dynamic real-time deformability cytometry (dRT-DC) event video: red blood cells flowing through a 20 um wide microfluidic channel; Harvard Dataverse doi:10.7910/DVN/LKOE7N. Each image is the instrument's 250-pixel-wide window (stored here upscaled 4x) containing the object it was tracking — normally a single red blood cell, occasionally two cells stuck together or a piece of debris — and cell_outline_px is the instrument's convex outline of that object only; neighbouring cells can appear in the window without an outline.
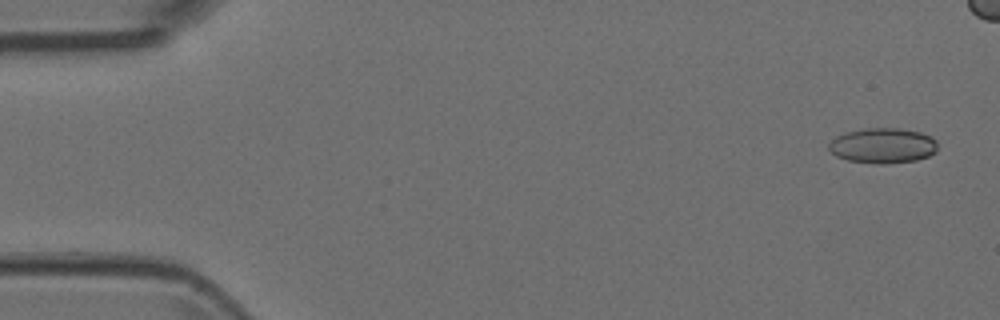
{"species": "Egyptian fruit bat (a non-hibernating species)", "species_latin": "Rousettus aegyptiacus", "temperature_condition": "room temperature", "stored_images_in_passage": 8, "camera_frame_rate_fps": 3000, "um_per_image_px": 0.085, "animal": {"sex": "female"}, "frame": {"image": 1, "passage_image": 1, "time_ms": 0.0, "image_size_px": [1000, 320], "cell_outline_px": [[936, 152], [928, 156], [916, 160], [884, 164], [876, 164], [848, 160], [836, 156], [828, 148], [828, 144], [836, 136], [848, 132], [864, 128], [900, 128], [920, 132], [932, 136], [936, 140]], "centroid_in_image_um": [75.05, 12.37], "position_along_channel_um": 10.0, "area_um2": 22.37}}
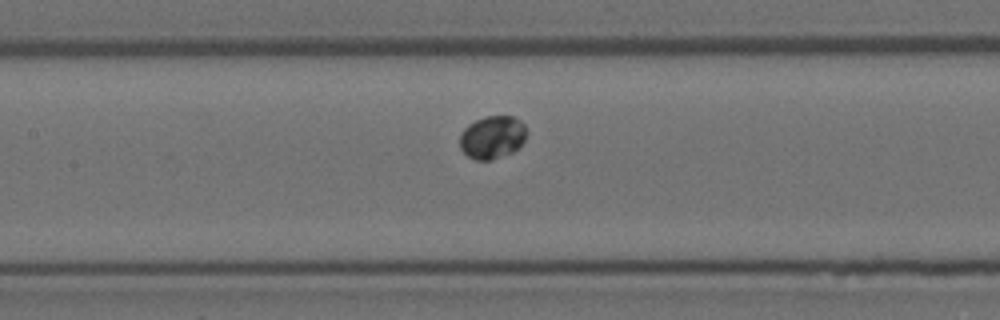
{"frame": {"image": 2, "passage_image": 8, "time_ms": 2.333, "image_size_px": [1000, 320], "cell_outline_px": [[524, 140], [512, 152], [492, 160], [476, 160], [468, 156], [460, 148], [460, 132], [468, 124], [484, 116], [512, 116], [520, 120], [524, 124]], "centroid_in_image_um": [41.8, 11.66], "position_along_channel_um": 165.6, "area_um2": 16.53}}